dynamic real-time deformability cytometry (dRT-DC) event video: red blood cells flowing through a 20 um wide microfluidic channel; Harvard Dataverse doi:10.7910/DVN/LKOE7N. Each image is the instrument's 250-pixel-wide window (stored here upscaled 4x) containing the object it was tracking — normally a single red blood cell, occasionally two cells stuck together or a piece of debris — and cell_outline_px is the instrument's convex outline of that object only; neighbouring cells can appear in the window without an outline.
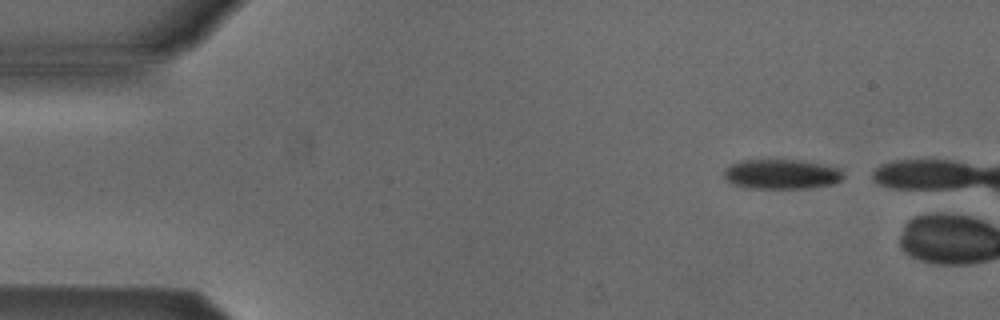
{"species": "Egyptian fruit bat (a non-hibernating species)", "species_latin": "Rousettus aegyptiacus", "temperature_condition": "cold", "stored_images_in_passage": 3, "camera_frame_rate_fps": 3000, "um_per_image_px": 0.085, "animal": {"sex": "male"}, "frame": {"image": 1, "passage_image": 1, "time_ms": 0.0, "image_size_px": [1000, 320], "cell_outline_px": [[844, 176], [840, 180], [832, 184], [804, 188], [748, 188], [732, 184], [724, 180], [724, 168], [740, 160], [776, 156], [804, 160], [828, 164], [840, 168], [844, 172]], "centroid_in_image_um": [66.41, 14.73], "position_along_channel_um": 18.6, "area_um2": 21.96}}